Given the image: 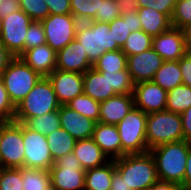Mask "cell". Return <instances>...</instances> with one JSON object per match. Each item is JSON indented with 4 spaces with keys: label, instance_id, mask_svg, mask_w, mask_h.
I'll use <instances>...</instances> for the list:
<instances>
[{
    "label": "cell",
    "instance_id": "e575fe53",
    "mask_svg": "<svg viewBox=\"0 0 191 190\" xmlns=\"http://www.w3.org/2000/svg\"><path fill=\"white\" fill-rule=\"evenodd\" d=\"M101 0H70L71 14L80 22H88L95 18Z\"/></svg>",
    "mask_w": 191,
    "mask_h": 190
},
{
    "label": "cell",
    "instance_id": "8d00e7d4",
    "mask_svg": "<svg viewBox=\"0 0 191 190\" xmlns=\"http://www.w3.org/2000/svg\"><path fill=\"white\" fill-rule=\"evenodd\" d=\"M20 9L33 21H42L49 15L45 0H18Z\"/></svg>",
    "mask_w": 191,
    "mask_h": 190
},
{
    "label": "cell",
    "instance_id": "44dd1931",
    "mask_svg": "<svg viewBox=\"0 0 191 190\" xmlns=\"http://www.w3.org/2000/svg\"><path fill=\"white\" fill-rule=\"evenodd\" d=\"M57 53L44 44L25 50L19 58L42 77H47L56 69Z\"/></svg>",
    "mask_w": 191,
    "mask_h": 190
},
{
    "label": "cell",
    "instance_id": "7dc6e473",
    "mask_svg": "<svg viewBox=\"0 0 191 190\" xmlns=\"http://www.w3.org/2000/svg\"><path fill=\"white\" fill-rule=\"evenodd\" d=\"M148 190H185V189L183 188L182 185L177 183L157 180Z\"/></svg>",
    "mask_w": 191,
    "mask_h": 190
},
{
    "label": "cell",
    "instance_id": "5b68a950",
    "mask_svg": "<svg viewBox=\"0 0 191 190\" xmlns=\"http://www.w3.org/2000/svg\"><path fill=\"white\" fill-rule=\"evenodd\" d=\"M75 38L80 42L89 61L94 64L107 51L121 49L109 30V23L88 21L79 23Z\"/></svg>",
    "mask_w": 191,
    "mask_h": 190
},
{
    "label": "cell",
    "instance_id": "52a82bcc",
    "mask_svg": "<svg viewBox=\"0 0 191 190\" xmlns=\"http://www.w3.org/2000/svg\"><path fill=\"white\" fill-rule=\"evenodd\" d=\"M181 140L183 130L180 114L168 110L147 114L146 143L149 150L164 143Z\"/></svg>",
    "mask_w": 191,
    "mask_h": 190
},
{
    "label": "cell",
    "instance_id": "f1b7e54d",
    "mask_svg": "<svg viewBox=\"0 0 191 190\" xmlns=\"http://www.w3.org/2000/svg\"><path fill=\"white\" fill-rule=\"evenodd\" d=\"M23 190H51V175L48 170L22 168Z\"/></svg>",
    "mask_w": 191,
    "mask_h": 190
},
{
    "label": "cell",
    "instance_id": "7bdbcfd3",
    "mask_svg": "<svg viewBox=\"0 0 191 190\" xmlns=\"http://www.w3.org/2000/svg\"><path fill=\"white\" fill-rule=\"evenodd\" d=\"M182 83L191 88V54L186 53L179 61Z\"/></svg>",
    "mask_w": 191,
    "mask_h": 190
},
{
    "label": "cell",
    "instance_id": "484cf974",
    "mask_svg": "<svg viewBox=\"0 0 191 190\" xmlns=\"http://www.w3.org/2000/svg\"><path fill=\"white\" fill-rule=\"evenodd\" d=\"M115 171V160L86 170L84 190H110L112 175Z\"/></svg>",
    "mask_w": 191,
    "mask_h": 190
},
{
    "label": "cell",
    "instance_id": "d6986e66",
    "mask_svg": "<svg viewBox=\"0 0 191 190\" xmlns=\"http://www.w3.org/2000/svg\"><path fill=\"white\" fill-rule=\"evenodd\" d=\"M56 69L69 72L85 73L93 64L89 61L80 42L75 38L57 52Z\"/></svg>",
    "mask_w": 191,
    "mask_h": 190
},
{
    "label": "cell",
    "instance_id": "db71d44e",
    "mask_svg": "<svg viewBox=\"0 0 191 190\" xmlns=\"http://www.w3.org/2000/svg\"><path fill=\"white\" fill-rule=\"evenodd\" d=\"M139 7H147V5H152L156 0H137Z\"/></svg>",
    "mask_w": 191,
    "mask_h": 190
},
{
    "label": "cell",
    "instance_id": "816d5d0a",
    "mask_svg": "<svg viewBox=\"0 0 191 190\" xmlns=\"http://www.w3.org/2000/svg\"><path fill=\"white\" fill-rule=\"evenodd\" d=\"M110 190H125L124 178L117 171L112 175Z\"/></svg>",
    "mask_w": 191,
    "mask_h": 190
},
{
    "label": "cell",
    "instance_id": "277c9868",
    "mask_svg": "<svg viewBox=\"0 0 191 190\" xmlns=\"http://www.w3.org/2000/svg\"><path fill=\"white\" fill-rule=\"evenodd\" d=\"M60 107L52 84L42 77L27 96L15 107L14 121L25 123L29 118L43 116Z\"/></svg>",
    "mask_w": 191,
    "mask_h": 190
},
{
    "label": "cell",
    "instance_id": "11a10c76",
    "mask_svg": "<svg viewBox=\"0 0 191 190\" xmlns=\"http://www.w3.org/2000/svg\"><path fill=\"white\" fill-rule=\"evenodd\" d=\"M6 120L0 119V128L2 126V124L5 122Z\"/></svg>",
    "mask_w": 191,
    "mask_h": 190
},
{
    "label": "cell",
    "instance_id": "c3c4849f",
    "mask_svg": "<svg viewBox=\"0 0 191 190\" xmlns=\"http://www.w3.org/2000/svg\"><path fill=\"white\" fill-rule=\"evenodd\" d=\"M121 14L137 11L139 8L137 0H116Z\"/></svg>",
    "mask_w": 191,
    "mask_h": 190
},
{
    "label": "cell",
    "instance_id": "d6a6232c",
    "mask_svg": "<svg viewBox=\"0 0 191 190\" xmlns=\"http://www.w3.org/2000/svg\"><path fill=\"white\" fill-rule=\"evenodd\" d=\"M153 37L142 30L133 31L127 37L121 50L126 56L142 53L152 48Z\"/></svg>",
    "mask_w": 191,
    "mask_h": 190
},
{
    "label": "cell",
    "instance_id": "f5cc1de1",
    "mask_svg": "<svg viewBox=\"0 0 191 190\" xmlns=\"http://www.w3.org/2000/svg\"><path fill=\"white\" fill-rule=\"evenodd\" d=\"M186 52L191 54V24L185 26L183 29Z\"/></svg>",
    "mask_w": 191,
    "mask_h": 190
},
{
    "label": "cell",
    "instance_id": "ab89813d",
    "mask_svg": "<svg viewBox=\"0 0 191 190\" xmlns=\"http://www.w3.org/2000/svg\"><path fill=\"white\" fill-rule=\"evenodd\" d=\"M121 15L116 0H101L99 10L96 11L93 21L110 23Z\"/></svg>",
    "mask_w": 191,
    "mask_h": 190
},
{
    "label": "cell",
    "instance_id": "9a60e30c",
    "mask_svg": "<svg viewBox=\"0 0 191 190\" xmlns=\"http://www.w3.org/2000/svg\"><path fill=\"white\" fill-rule=\"evenodd\" d=\"M47 78L60 105H67L77 95L84 93L83 73L55 69Z\"/></svg>",
    "mask_w": 191,
    "mask_h": 190
},
{
    "label": "cell",
    "instance_id": "f35d334b",
    "mask_svg": "<svg viewBox=\"0 0 191 190\" xmlns=\"http://www.w3.org/2000/svg\"><path fill=\"white\" fill-rule=\"evenodd\" d=\"M25 38V50L46 44L45 30L41 21H32Z\"/></svg>",
    "mask_w": 191,
    "mask_h": 190
},
{
    "label": "cell",
    "instance_id": "4316f807",
    "mask_svg": "<svg viewBox=\"0 0 191 190\" xmlns=\"http://www.w3.org/2000/svg\"><path fill=\"white\" fill-rule=\"evenodd\" d=\"M152 81L165 91L173 90L182 83V72L178 61H163Z\"/></svg>",
    "mask_w": 191,
    "mask_h": 190
},
{
    "label": "cell",
    "instance_id": "d590c367",
    "mask_svg": "<svg viewBox=\"0 0 191 190\" xmlns=\"http://www.w3.org/2000/svg\"><path fill=\"white\" fill-rule=\"evenodd\" d=\"M22 168L0 167V190H23Z\"/></svg>",
    "mask_w": 191,
    "mask_h": 190
},
{
    "label": "cell",
    "instance_id": "836d02e7",
    "mask_svg": "<svg viewBox=\"0 0 191 190\" xmlns=\"http://www.w3.org/2000/svg\"><path fill=\"white\" fill-rule=\"evenodd\" d=\"M67 106L72 108L74 111H77L82 116L99 122L100 102L90 98L84 93L77 95L67 104Z\"/></svg>",
    "mask_w": 191,
    "mask_h": 190
},
{
    "label": "cell",
    "instance_id": "6da1fadb",
    "mask_svg": "<svg viewBox=\"0 0 191 190\" xmlns=\"http://www.w3.org/2000/svg\"><path fill=\"white\" fill-rule=\"evenodd\" d=\"M84 94L102 102L119 94H133L134 83L128 69L119 72H98L90 68L83 74Z\"/></svg>",
    "mask_w": 191,
    "mask_h": 190
},
{
    "label": "cell",
    "instance_id": "4fadbf2b",
    "mask_svg": "<svg viewBox=\"0 0 191 190\" xmlns=\"http://www.w3.org/2000/svg\"><path fill=\"white\" fill-rule=\"evenodd\" d=\"M22 134L25 147L24 167L49 171L55 161L46 136L31 130L24 123H22Z\"/></svg>",
    "mask_w": 191,
    "mask_h": 190
},
{
    "label": "cell",
    "instance_id": "f907efd6",
    "mask_svg": "<svg viewBox=\"0 0 191 190\" xmlns=\"http://www.w3.org/2000/svg\"><path fill=\"white\" fill-rule=\"evenodd\" d=\"M182 186L185 190H191V146L189 147L188 157L186 161V171Z\"/></svg>",
    "mask_w": 191,
    "mask_h": 190
},
{
    "label": "cell",
    "instance_id": "9c48e42d",
    "mask_svg": "<svg viewBox=\"0 0 191 190\" xmlns=\"http://www.w3.org/2000/svg\"><path fill=\"white\" fill-rule=\"evenodd\" d=\"M24 154L22 123L6 120L0 128V167L23 168Z\"/></svg>",
    "mask_w": 191,
    "mask_h": 190
},
{
    "label": "cell",
    "instance_id": "3957f363",
    "mask_svg": "<svg viewBox=\"0 0 191 190\" xmlns=\"http://www.w3.org/2000/svg\"><path fill=\"white\" fill-rule=\"evenodd\" d=\"M115 169L124 178L125 190H148L158 180L150 151L115 159Z\"/></svg>",
    "mask_w": 191,
    "mask_h": 190
},
{
    "label": "cell",
    "instance_id": "bcb514c9",
    "mask_svg": "<svg viewBox=\"0 0 191 190\" xmlns=\"http://www.w3.org/2000/svg\"><path fill=\"white\" fill-rule=\"evenodd\" d=\"M180 115L182 119L183 140L191 143V107Z\"/></svg>",
    "mask_w": 191,
    "mask_h": 190
},
{
    "label": "cell",
    "instance_id": "e0dca14e",
    "mask_svg": "<svg viewBox=\"0 0 191 190\" xmlns=\"http://www.w3.org/2000/svg\"><path fill=\"white\" fill-rule=\"evenodd\" d=\"M163 59L152 49L127 56V69L134 84L152 81Z\"/></svg>",
    "mask_w": 191,
    "mask_h": 190
},
{
    "label": "cell",
    "instance_id": "f6af8a7d",
    "mask_svg": "<svg viewBox=\"0 0 191 190\" xmlns=\"http://www.w3.org/2000/svg\"><path fill=\"white\" fill-rule=\"evenodd\" d=\"M18 10H20L18 0H0V20Z\"/></svg>",
    "mask_w": 191,
    "mask_h": 190
},
{
    "label": "cell",
    "instance_id": "8992f818",
    "mask_svg": "<svg viewBox=\"0 0 191 190\" xmlns=\"http://www.w3.org/2000/svg\"><path fill=\"white\" fill-rule=\"evenodd\" d=\"M42 76L32 70L19 57H14L1 73L10 101L16 107L41 80Z\"/></svg>",
    "mask_w": 191,
    "mask_h": 190
},
{
    "label": "cell",
    "instance_id": "681fc988",
    "mask_svg": "<svg viewBox=\"0 0 191 190\" xmlns=\"http://www.w3.org/2000/svg\"><path fill=\"white\" fill-rule=\"evenodd\" d=\"M13 58L14 56L0 42V75Z\"/></svg>",
    "mask_w": 191,
    "mask_h": 190
},
{
    "label": "cell",
    "instance_id": "7c38bea8",
    "mask_svg": "<svg viewBox=\"0 0 191 190\" xmlns=\"http://www.w3.org/2000/svg\"><path fill=\"white\" fill-rule=\"evenodd\" d=\"M41 23L45 30L46 44L57 53L75 39L80 22L72 14H49Z\"/></svg>",
    "mask_w": 191,
    "mask_h": 190
},
{
    "label": "cell",
    "instance_id": "4dcf8cb0",
    "mask_svg": "<svg viewBox=\"0 0 191 190\" xmlns=\"http://www.w3.org/2000/svg\"><path fill=\"white\" fill-rule=\"evenodd\" d=\"M191 107V88L180 84L167 93L166 110L181 114Z\"/></svg>",
    "mask_w": 191,
    "mask_h": 190
},
{
    "label": "cell",
    "instance_id": "ba28073f",
    "mask_svg": "<svg viewBox=\"0 0 191 190\" xmlns=\"http://www.w3.org/2000/svg\"><path fill=\"white\" fill-rule=\"evenodd\" d=\"M147 114L133 108L116 126L121 140V157L126 154L145 153Z\"/></svg>",
    "mask_w": 191,
    "mask_h": 190
},
{
    "label": "cell",
    "instance_id": "ac0fdd59",
    "mask_svg": "<svg viewBox=\"0 0 191 190\" xmlns=\"http://www.w3.org/2000/svg\"><path fill=\"white\" fill-rule=\"evenodd\" d=\"M58 112L61 128L66 130L76 141L92 138L96 121L82 116L67 105H60Z\"/></svg>",
    "mask_w": 191,
    "mask_h": 190
},
{
    "label": "cell",
    "instance_id": "74e56055",
    "mask_svg": "<svg viewBox=\"0 0 191 190\" xmlns=\"http://www.w3.org/2000/svg\"><path fill=\"white\" fill-rule=\"evenodd\" d=\"M172 27L183 29L191 24V0H177L171 17Z\"/></svg>",
    "mask_w": 191,
    "mask_h": 190
},
{
    "label": "cell",
    "instance_id": "7a4b0ae2",
    "mask_svg": "<svg viewBox=\"0 0 191 190\" xmlns=\"http://www.w3.org/2000/svg\"><path fill=\"white\" fill-rule=\"evenodd\" d=\"M190 142L164 143L150 149L156 164L158 180L182 185L186 171Z\"/></svg>",
    "mask_w": 191,
    "mask_h": 190
},
{
    "label": "cell",
    "instance_id": "83f0119b",
    "mask_svg": "<svg viewBox=\"0 0 191 190\" xmlns=\"http://www.w3.org/2000/svg\"><path fill=\"white\" fill-rule=\"evenodd\" d=\"M53 160L73 152L76 140L63 128L46 136Z\"/></svg>",
    "mask_w": 191,
    "mask_h": 190
},
{
    "label": "cell",
    "instance_id": "cb8c5ba5",
    "mask_svg": "<svg viewBox=\"0 0 191 190\" xmlns=\"http://www.w3.org/2000/svg\"><path fill=\"white\" fill-rule=\"evenodd\" d=\"M138 15L141 22V30L155 37L172 27L171 19L151 7H139Z\"/></svg>",
    "mask_w": 191,
    "mask_h": 190
},
{
    "label": "cell",
    "instance_id": "b9f144b4",
    "mask_svg": "<svg viewBox=\"0 0 191 190\" xmlns=\"http://www.w3.org/2000/svg\"><path fill=\"white\" fill-rule=\"evenodd\" d=\"M49 14H71L70 0H45Z\"/></svg>",
    "mask_w": 191,
    "mask_h": 190
},
{
    "label": "cell",
    "instance_id": "7402d4cb",
    "mask_svg": "<svg viewBox=\"0 0 191 190\" xmlns=\"http://www.w3.org/2000/svg\"><path fill=\"white\" fill-rule=\"evenodd\" d=\"M92 139L110 160L121 158V140L116 125L97 122Z\"/></svg>",
    "mask_w": 191,
    "mask_h": 190
},
{
    "label": "cell",
    "instance_id": "f546056e",
    "mask_svg": "<svg viewBox=\"0 0 191 190\" xmlns=\"http://www.w3.org/2000/svg\"><path fill=\"white\" fill-rule=\"evenodd\" d=\"M98 72H119L127 69V56L121 50L107 51L103 53L93 64Z\"/></svg>",
    "mask_w": 191,
    "mask_h": 190
},
{
    "label": "cell",
    "instance_id": "2e32d148",
    "mask_svg": "<svg viewBox=\"0 0 191 190\" xmlns=\"http://www.w3.org/2000/svg\"><path fill=\"white\" fill-rule=\"evenodd\" d=\"M152 49L163 61H179L187 53L183 30L171 27L153 37Z\"/></svg>",
    "mask_w": 191,
    "mask_h": 190
},
{
    "label": "cell",
    "instance_id": "d4e9b609",
    "mask_svg": "<svg viewBox=\"0 0 191 190\" xmlns=\"http://www.w3.org/2000/svg\"><path fill=\"white\" fill-rule=\"evenodd\" d=\"M109 30L120 48L123 47L127 37L133 31L141 30L138 11L123 13L109 23Z\"/></svg>",
    "mask_w": 191,
    "mask_h": 190
},
{
    "label": "cell",
    "instance_id": "ffe728a7",
    "mask_svg": "<svg viewBox=\"0 0 191 190\" xmlns=\"http://www.w3.org/2000/svg\"><path fill=\"white\" fill-rule=\"evenodd\" d=\"M134 108L133 94H119L100 102L99 122L117 125Z\"/></svg>",
    "mask_w": 191,
    "mask_h": 190
},
{
    "label": "cell",
    "instance_id": "1f68e13d",
    "mask_svg": "<svg viewBox=\"0 0 191 190\" xmlns=\"http://www.w3.org/2000/svg\"><path fill=\"white\" fill-rule=\"evenodd\" d=\"M24 124L31 130L45 136L61 128L58 110L46 113L43 116L29 118Z\"/></svg>",
    "mask_w": 191,
    "mask_h": 190
},
{
    "label": "cell",
    "instance_id": "8fae6325",
    "mask_svg": "<svg viewBox=\"0 0 191 190\" xmlns=\"http://www.w3.org/2000/svg\"><path fill=\"white\" fill-rule=\"evenodd\" d=\"M32 21L21 9L0 20V42L14 57L25 51L26 32Z\"/></svg>",
    "mask_w": 191,
    "mask_h": 190
},
{
    "label": "cell",
    "instance_id": "30bf717a",
    "mask_svg": "<svg viewBox=\"0 0 191 190\" xmlns=\"http://www.w3.org/2000/svg\"><path fill=\"white\" fill-rule=\"evenodd\" d=\"M49 172L53 190H84L85 170L74 152L55 160Z\"/></svg>",
    "mask_w": 191,
    "mask_h": 190
},
{
    "label": "cell",
    "instance_id": "ee69618b",
    "mask_svg": "<svg viewBox=\"0 0 191 190\" xmlns=\"http://www.w3.org/2000/svg\"><path fill=\"white\" fill-rule=\"evenodd\" d=\"M176 2L177 0H156L155 3L147 5V7L156 9L171 19Z\"/></svg>",
    "mask_w": 191,
    "mask_h": 190
},
{
    "label": "cell",
    "instance_id": "603a6c76",
    "mask_svg": "<svg viewBox=\"0 0 191 190\" xmlns=\"http://www.w3.org/2000/svg\"><path fill=\"white\" fill-rule=\"evenodd\" d=\"M73 152L85 171L110 161L92 138L77 140Z\"/></svg>",
    "mask_w": 191,
    "mask_h": 190
},
{
    "label": "cell",
    "instance_id": "60d3db41",
    "mask_svg": "<svg viewBox=\"0 0 191 190\" xmlns=\"http://www.w3.org/2000/svg\"><path fill=\"white\" fill-rule=\"evenodd\" d=\"M15 106L10 101L3 81L0 79V119L14 120Z\"/></svg>",
    "mask_w": 191,
    "mask_h": 190
},
{
    "label": "cell",
    "instance_id": "5bb4252c",
    "mask_svg": "<svg viewBox=\"0 0 191 190\" xmlns=\"http://www.w3.org/2000/svg\"><path fill=\"white\" fill-rule=\"evenodd\" d=\"M167 91L153 81L134 84V107L146 114L166 110Z\"/></svg>",
    "mask_w": 191,
    "mask_h": 190
}]
</instances>
